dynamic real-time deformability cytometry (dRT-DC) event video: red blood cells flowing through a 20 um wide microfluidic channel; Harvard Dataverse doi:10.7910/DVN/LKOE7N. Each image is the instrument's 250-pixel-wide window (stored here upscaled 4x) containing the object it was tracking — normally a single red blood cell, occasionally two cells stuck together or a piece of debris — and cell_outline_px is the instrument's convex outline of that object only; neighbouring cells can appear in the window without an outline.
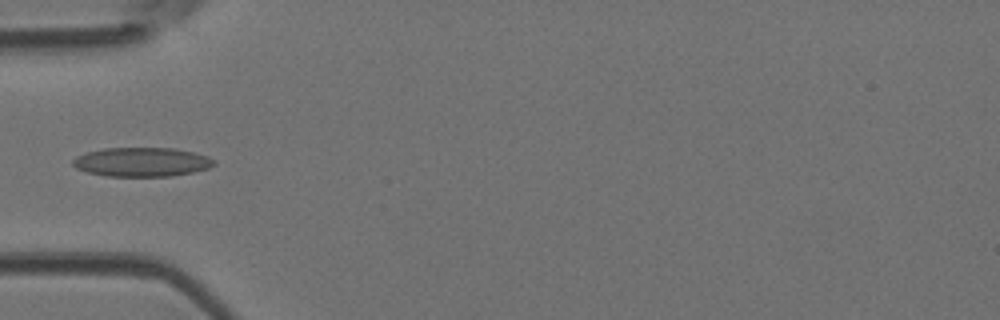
{"species": "Egyptian fruit bat (a non-hibernating species)", "species_latin": "Rousettus aegyptiacus", "temperature_condition": "room temperature", "stored_images_in_passage": 6, "camera_frame_rate_fps": 3000, "um_per_image_px": 0.085, "animal": {"sex": "female"}, "frame": {"image": 1, "passage_image": 5, "time_ms": 1.333, "image_size_px": [1000, 320], "cell_outline_px": [[216, 164], [208, 168], [192, 172], [172, 176], [108, 176], [88, 172], [76, 168], [72, 164], [72, 160], [76, 156], [88, 152], [104, 148], [172, 148], [192, 152], [208, 156], [216, 160]], "centroid_in_image_um": [12.06, 13.77], "position_along_channel_um": 72.9, "area_um2": 23.87}}
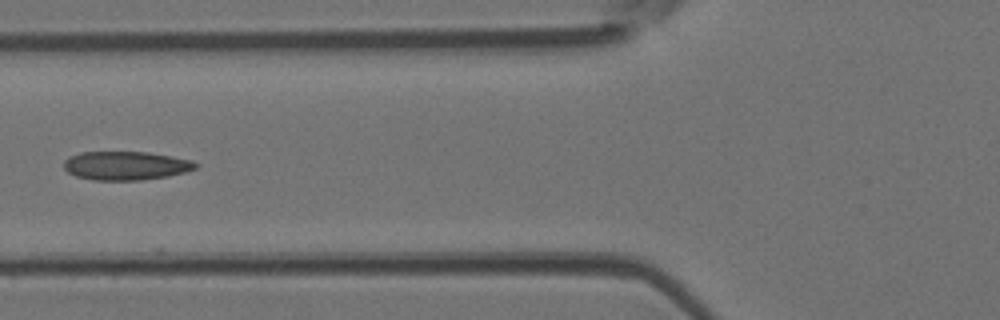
{"frame": {"image": 2, "passage_image": 6, "time_ms": 1.667, "image_size_px": [1000, 320], "cell_outline_px": [[200, 164], [196, 168], [184, 172], [168, 176], [140, 180], [92, 180], [76, 176], [68, 172], [64, 168], [64, 160], [68, 156], [80, 152], [148, 152], [192, 160]], "centroid_in_image_um": [10.68, 14.08], "position_along_channel_um": 115.1, "area_um2": 22.08}}